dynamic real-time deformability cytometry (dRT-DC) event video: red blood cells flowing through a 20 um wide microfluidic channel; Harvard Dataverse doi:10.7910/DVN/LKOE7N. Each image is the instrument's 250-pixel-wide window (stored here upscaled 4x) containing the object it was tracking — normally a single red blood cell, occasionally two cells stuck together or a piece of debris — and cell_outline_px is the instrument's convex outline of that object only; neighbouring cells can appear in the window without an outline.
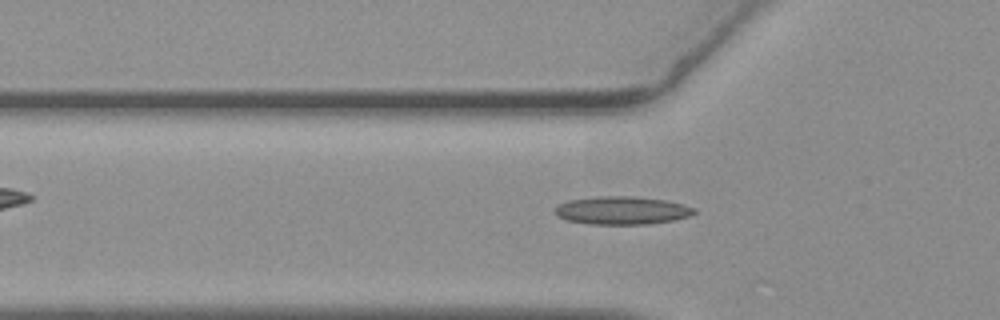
{"species": "common noctule bat (a hibernating species)", "species_latin": "Nyctalus noctula", "temperature_condition": "warm", "stored_images_in_passage": 44, "camera_frame_rate_fps": 3000, "um_per_image_px": 0.085, "animal": {"sex": "female", "body_mass_g": 19.3, "forearm_length_mm": 54.1}, "frame": {"image": 1, "passage_image": 8, "time_ms": 2.333, "image_size_px": [1000, 320], "cell_outline_px": [[696, 212], [688, 216], [672, 220], [648, 224], [588, 224], [568, 220], [556, 216], [556, 208], [560, 204], [568, 200], [596, 196], [632, 196], [664, 200], [696, 208]], "centroid_in_image_um": [52.84, 17.88], "position_along_channel_um": 73.0, "area_um2": 22.54}}
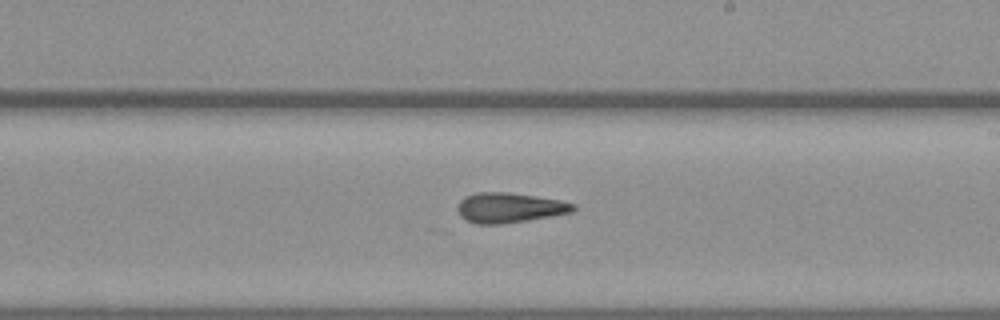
{"frame": {"image": 2, "passage_image": 22, "time_ms": 7.0, "image_size_px": [1000, 320], "cell_outline_px": [[576, 208], [572, 212], [552, 216], [528, 220], [500, 224], [476, 224], [460, 216], [456, 208], [460, 200], [464, 196], [480, 192], [504, 192], [536, 196], [560, 200], [572, 204]], "centroid_in_image_um": [43.27, 17.65], "position_along_channel_um": 245.7, "area_um2": 20.11}}
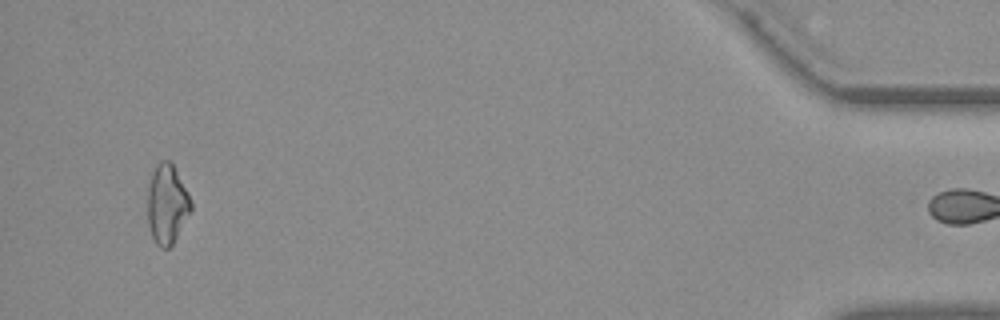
{"frame": {"image": 3, "passage_image": 43, "time_ms": 14.0, "image_size_px": [1000, 320], "cell_outline_px": [[192, 208], [172, 244], [168, 248], [160, 248], [156, 244], [152, 236], [148, 224], [148, 188], [152, 172], [156, 164], [160, 160], [168, 160], [172, 164], [188, 192], [192, 204]], "centroid_in_image_um": [14.18, 17.34], "position_along_channel_um": 421.0, "area_um2": 19.83}, "authors_computed_cell_mechanics": {"area_um2": 19.941, "velocity_mm_per_s": 3.6913, "shape_relaxation_time_tau1_ms": null, "shape_relaxation_time_tau2_ms": 4.3164, "deformation_change_tau1": null, "deformation_change_tau2": 0.1367}}